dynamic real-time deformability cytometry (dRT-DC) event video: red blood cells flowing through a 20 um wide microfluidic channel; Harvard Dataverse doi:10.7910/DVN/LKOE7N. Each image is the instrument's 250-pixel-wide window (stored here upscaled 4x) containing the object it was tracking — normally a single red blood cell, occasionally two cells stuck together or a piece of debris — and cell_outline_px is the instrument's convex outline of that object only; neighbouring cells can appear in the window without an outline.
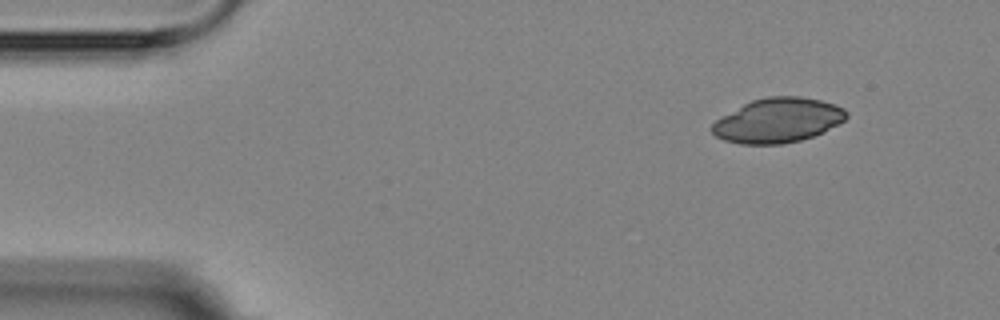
{"species": "Egyptian fruit bat (a non-hibernating species)", "species_latin": "Rousettus aegyptiacus", "temperature_condition": "room temperature", "stored_images_in_passage": 2, "camera_frame_rate_fps": 3000, "um_per_image_px": 0.085, "animal": {"sex": "female"}, "frame": {"image": 1, "passage_image": 2, "time_ms": 2.0, "image_size_px": [1000, 320], "cell_outline_px": [[848, 116], [844, 120], [824, 132], [800, 140], [780, 144], [740, 144], [724, 140], [716, 136], [712, 132], [712, 124], [716, 120], [744, 104], [752, 100], [768, 96], [800, 96], [820, 100], [836, 104], [844, 108], [848, 112]], "centroid_in_image_um": [66.15, 10.23], "position_along_channel_um": 18.9, "area_um2": 34.74}}